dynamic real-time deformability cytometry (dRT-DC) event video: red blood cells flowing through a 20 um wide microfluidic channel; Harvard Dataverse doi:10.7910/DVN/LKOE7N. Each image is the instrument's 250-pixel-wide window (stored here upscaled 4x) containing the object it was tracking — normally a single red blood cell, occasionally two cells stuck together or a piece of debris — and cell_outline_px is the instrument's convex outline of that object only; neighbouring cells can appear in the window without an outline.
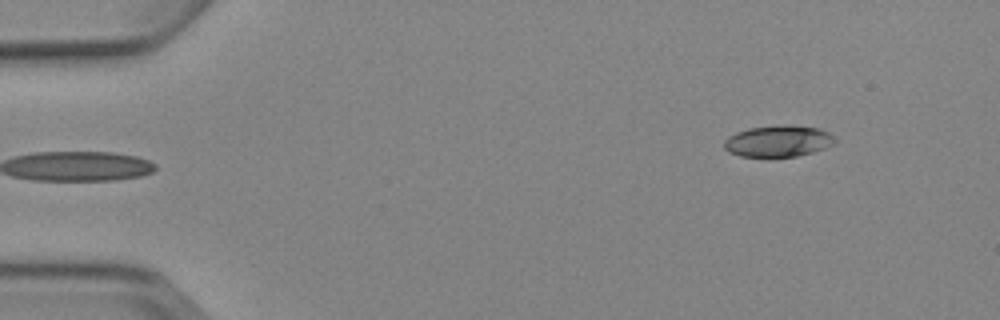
{"species": "Egyptian fruit bat (a non-hibernating species)", "species_latin": "Rousettus aegyptiacus", "temperature_condition": "cold", "stored_images_in_passage": 6, "segment_of_instrument_passage": [2, 2], "camera_frame_rate_fps": 3000, "um_per_image_px": 0.085, "animal": {"sex": "female"}, "frame": {"image": 1, "passage_image": 6, "time_ms": 6.0, "image_size_px": [1000, 320], "cell_outline_px": [[836, 140], [832, 144], [824, 148], [812, 152], [796, 156], [740, 156], [728, 152], [724, 148], [724, 140], [728, 136], [736, 132], [748, 128], [776, 124], [784, 124], [820, 128], [828, 132]], "centroid_in_image_um": [66.11, 11.97], "position_along_channel_um": 18.9, "area_um2": 20.35}}